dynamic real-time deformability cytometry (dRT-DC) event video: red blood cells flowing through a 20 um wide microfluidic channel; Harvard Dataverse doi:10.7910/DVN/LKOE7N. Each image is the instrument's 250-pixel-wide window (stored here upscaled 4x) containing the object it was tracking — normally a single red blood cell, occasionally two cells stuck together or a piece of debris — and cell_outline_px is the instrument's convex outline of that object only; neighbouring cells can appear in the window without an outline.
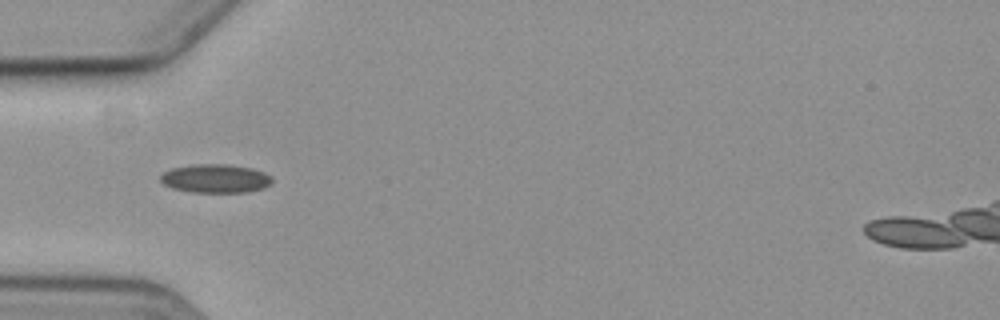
{"species": "common noctule bat (a hibernating species)", "species_latin": "Nyctalus noctula", "temperature_condition": "cold", "stored_images_in_passage": 9, "camera_frame_rate_fps": 3000, "um_per_image_px": 0.085, "animal": {"sex": "female", "body_mass_g": 19.3, "forearm_length_mm": 54.1}, "frame": {"image": 1, "passage_image": 4, "time_ms": 4.667, "image_size_px": [1000, 320], "cell_outline_px": [[272, 184], [264, 188], [248, 192], [192, 192], [172, 188], [164, 184], [160, 180], [160, 176], [164, 172], [172, 168], [192, 164], [228, 164], [252, 168], [264, 172], [272, 176]], "centroid_in_image_um": [18.34, 15.17], "position_along_channel_um": 66.7, "area_um2": 18.79}}
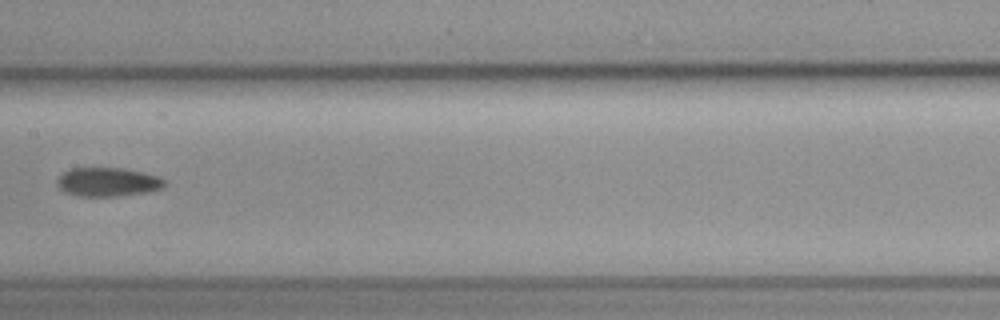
{"frame": {"image": 2, "passage_image": 7, "time_ms": 8.333, "image_size_px": [1000, 320], "cell_outline_px": [[164, 188], [148, 192], [116, 196], [80, 196], [68, 192], [60, 188], [60, 176], [64, 172], [72, 168], [120, 168], [160, 176], [164, 180]], "centroid_in_image_um": [9.23, 15.47], "position_along_channel_um": 198.2, "area_um2": 17.63}}
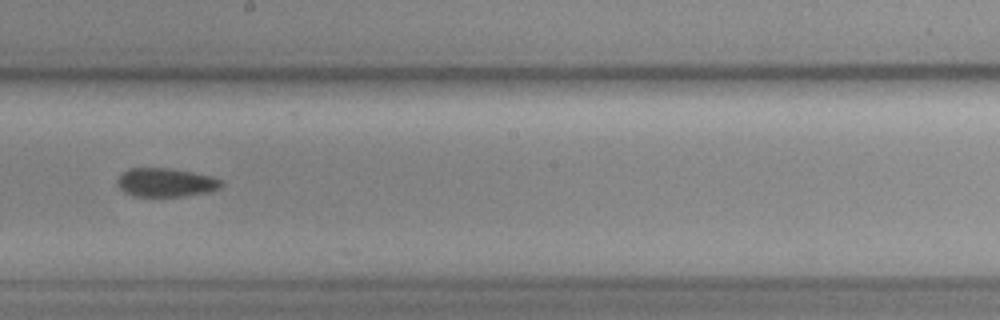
{"frame": {"image": 3, "passage_image": 8, "time_ms": 9.333, "image_size_px": [1000, 320], "cell_outline_px": [[224, 184], [220, 188], [208, 192], [184, 196], [132, 196], [124, 192], [120, 188], [116, 180], [120, 172], [128, 168], [172, 168], [212, 176], [224, 180]], "centroid_in_image_um": [14.09, 15.5], "position_along_channel_um": 234.1, "area_um2": 17.69}}